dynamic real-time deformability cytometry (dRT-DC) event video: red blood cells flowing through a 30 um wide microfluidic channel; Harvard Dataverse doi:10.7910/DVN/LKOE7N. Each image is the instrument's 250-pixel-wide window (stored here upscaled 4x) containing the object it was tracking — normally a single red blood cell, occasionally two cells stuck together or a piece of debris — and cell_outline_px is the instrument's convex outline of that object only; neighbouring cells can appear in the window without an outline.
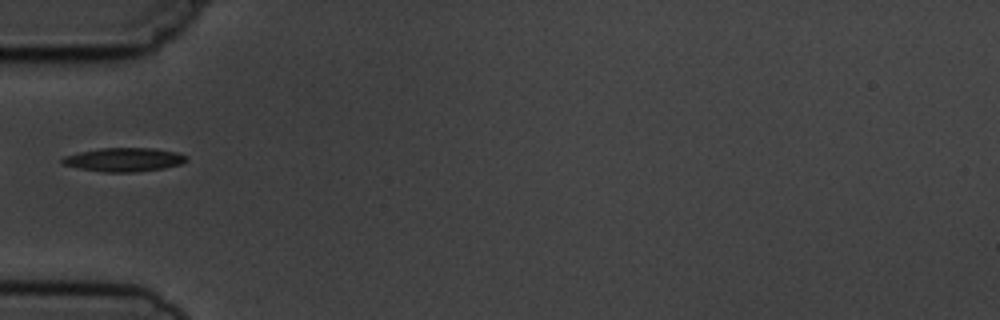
{"species": "common noctule bat (a hibernating species)", "species_latin": "Nyctalus noctula", "temperature_condition": "cold", "stored_images_in_passage": 6, "camera_frame_rate_fps": 3000, "um_per_image_px": 0.085, "animal": {"sex": "male", "body_mass_g": 19.5, "forearm_length_mm": 54.6}, "frame": {"image": 1, "passage_image": 2, "time_ms": 1.333, "image_size_px": [1000, 320], "cell_outline_px": [[188, 160], [180, 164], [164, 168], [132, 172], [104, 172], [80, 168], [64, 164], [60, 160], [64, 156], [80, 152], [100, 148], [156, 148], [176, 152], [188, 156]], "centroid_in_image_um": [10.57, 13.56], "position_along_channel_um": 74.4, "area_um2": 17.05}}
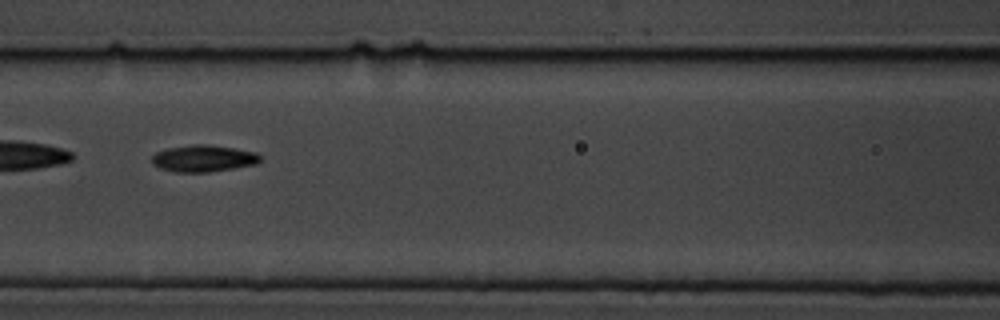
{"frame": {"image": 2, "passage_image": 4, "time_ms": 3.333, "image_size_px": [1000, 320], "cell_outline_px": [[260, 160], [256, 164], [208, 172], [176, 172], [160, 168], [152, 164], [152, 156], [156, 152], [168, 148], [192, 144], [208, 144], [256, 152], [260, 156]], "centroid_in_image_um": [17.26, 13.46], "position_along_channel_um": 149.3, "area_um2": 16.76}}
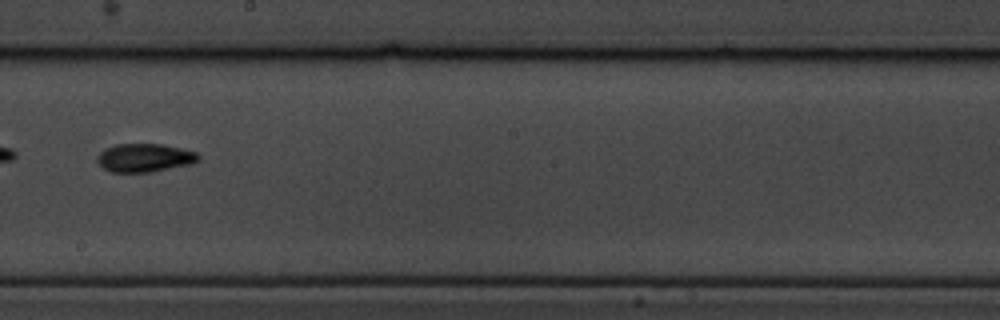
{"frame": {"image": 3, "passage_image": 6, "time_ms": 5.667, "image_size_px": [1000, 320], "cell_outline_px": [[200, 160], [192, 164], [152, 172], [112, 172], [104, 168], [96, 160], [96, 156], [104, 148], [116, 144], [160, 144], [180, 148], [196, 152], [200, 156]], "centroid_in_image_um": [12.29, 13.41], "position_along_channel_um": 235.9, "area_um2": 16.82}}